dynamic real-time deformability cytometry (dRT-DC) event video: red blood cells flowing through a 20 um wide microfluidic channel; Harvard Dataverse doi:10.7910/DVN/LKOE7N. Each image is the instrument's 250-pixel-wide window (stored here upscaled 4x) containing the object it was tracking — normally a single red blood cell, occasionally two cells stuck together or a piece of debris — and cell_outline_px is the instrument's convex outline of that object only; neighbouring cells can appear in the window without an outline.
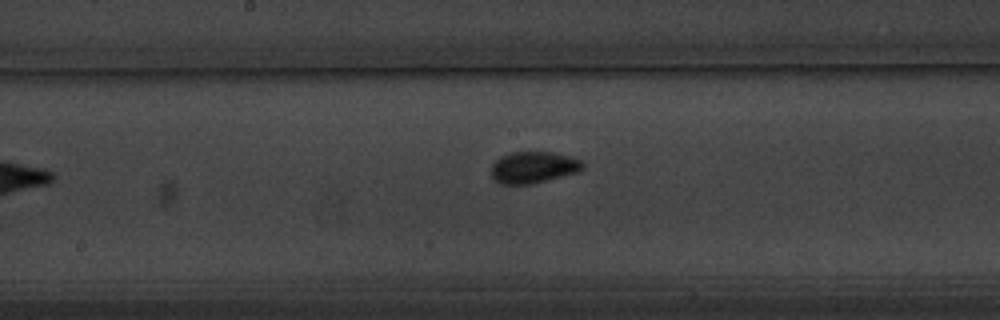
{"species": "common noctule bat (a hibernating species)", "species_latin": "Nyctalus noctula", "temperature_condition": "warm", "stored_images_in_passage": 21, "camera_frame_rate_fps": 3000, "um_per_image_px": 0.085, "animal": {"sex": "male", "body_mass_g": 20.1, "forearm_length_mm": 53.5}, "frame": {"image": 1, "passage_image": 12, "time_ms": 3.667, "image_size_px": [1000, 320], "cell_outline_px": [[584, 168], [580, 172], [532, 184], [500, 184], [492, 176], [492, 164], [500, 156], [512, 152], [552, 152], [572, 156], [580, 160], [584, 164]], "centroid_in_image_um": [45.38, 14.22], "position_along_channel_um": 202.8, "area_um2": 16.99}}